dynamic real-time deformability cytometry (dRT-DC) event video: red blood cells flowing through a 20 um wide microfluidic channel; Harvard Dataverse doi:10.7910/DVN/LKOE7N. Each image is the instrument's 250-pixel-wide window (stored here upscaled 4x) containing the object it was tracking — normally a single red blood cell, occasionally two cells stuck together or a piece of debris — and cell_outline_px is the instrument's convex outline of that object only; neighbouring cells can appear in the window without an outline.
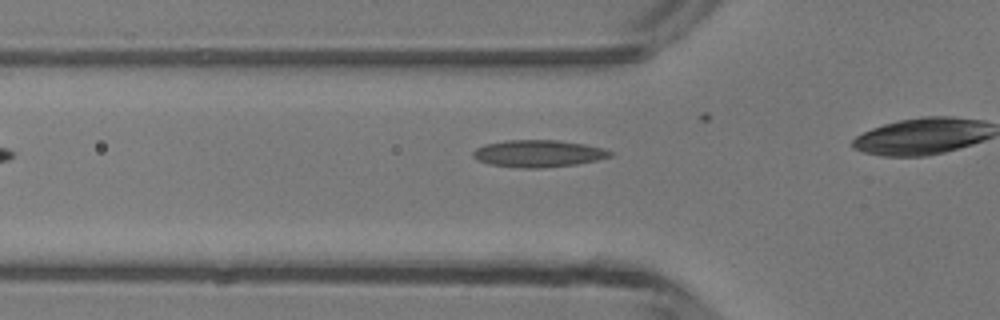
{"species": "common noctule bat (a hibernating species)", "species_latin": "Nyctalus noctula", "temperature_condition": "room temperature", "stored_images_in_passage": 4, "camera_frame_rate_fps": 3000, "um_per_image_px": 0.085, "animal": {"sex": "male", "body_mass_g": 13.3}, "frame": {"image": 1, "passage_image": 4, "time_ms": 3.333, "image_size_px": [1000, 320], "cell_outline_px": [[612, 156], [596, 160], [576, 164], [544, 168], [520, 168], [488, 164], [476, 160], [472, 156], [472, 152], [476, 148], [484, 144], [504, 140], [556, 140], [584, 144], [604, 148], [612, 152]], "centroid_in_image_um": [45.71, 13.05], "position_along_channel_um": 80.1, "area_um2": 21.79}}